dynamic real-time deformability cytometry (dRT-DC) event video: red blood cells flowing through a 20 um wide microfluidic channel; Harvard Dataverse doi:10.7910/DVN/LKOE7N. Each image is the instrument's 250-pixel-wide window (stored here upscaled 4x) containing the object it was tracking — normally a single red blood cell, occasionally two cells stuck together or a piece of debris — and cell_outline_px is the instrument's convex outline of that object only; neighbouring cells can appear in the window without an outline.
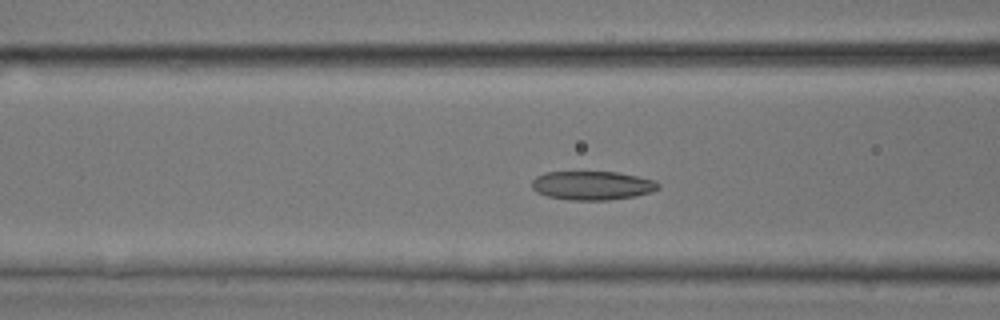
{"species": "common noctule bat (a hibernating species)", "species_latin": "Nyctalus noctula", "temperature_condition": "room temperature", "stored_images_in_passage": 47, "camera_frame_rate_fps": 3000, "um_per_image_px": 0.085, "animal": {"sex": "male", "body_mass_g": 17.9, "forearm_length_mm": 54.2}, "frame": {"image": 1, "passage_image": 18, "time_ms": 5.667, "image_size_px": [1000, 320], "cell_outline_px": [[660, 188], [652, 192], [636, 196], [608, 200], [568, 200], [548, 196], [536, 192], [532, 188], [532, 180], [536, 176], [544, 172], [616, 172], [656, 180], [660, 184]], "centroid_in_image_um": [50.35, 15.77], "position_along_channel_um": 116.2, "area_um2": 21.39}}
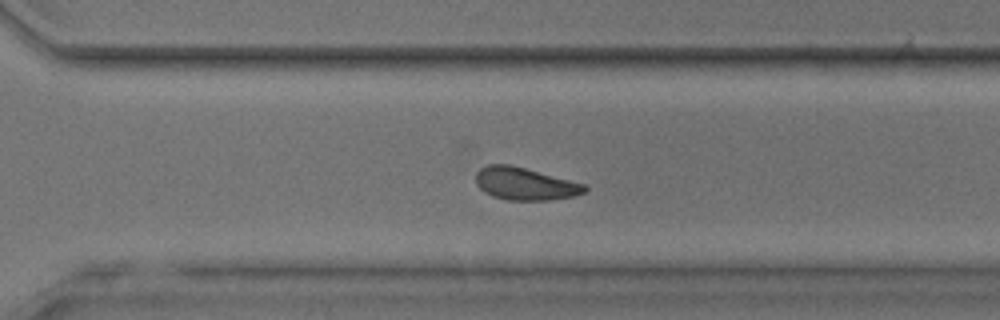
{"frame": {"image": 2, "passage_image": 33, "time_ms": 10.667, "image_size_px": [1000, 320], "cell_outline_px": [[588, 188], [584, 192], [572, 196], [548, 200], [508, 200], [492, 196], [484, 192], [476, 184], [476, 172], [480, 168], [488, 164], [508, 164], [524, 168], [584, 184]], "centroid_in_image_um": [44.57, 15.62], "position_along_channel_um": 326.0, "area_um2": 20.35}}
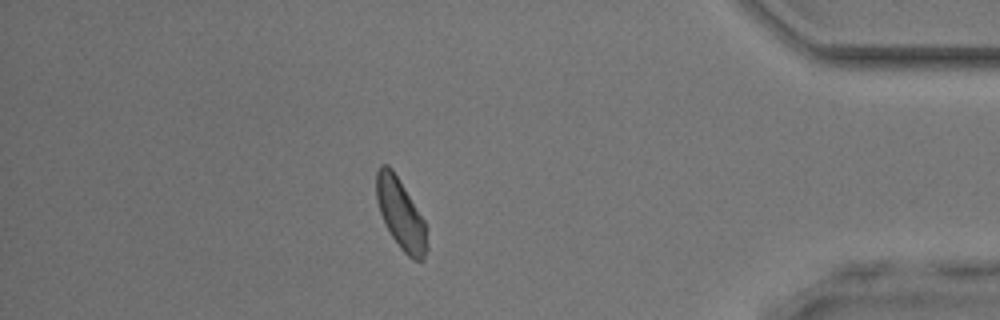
{"frame": {"image": 3, "passage_image": 41, "time_ms": 13.333, "image_size_px": [1000, 320], "cell_outline_px": [[428, 248], [424, 260], [412, 260], [400, 248], [392, 236], [380, 212], [376, 200], [376, 172], [380, 164], [388, 164], [392, 168], [424, 220]], "centroid_in_image_um": [34.05, 18.19], "position_along_channel_um": 401.1, "area_um2": 20.52}, "authors_computed_cell_mechanics": {"area_um2": 21.2126, "velocity_mm_per_s": 4.2014, "shape_relaxation_time_tau1_ms": 3.1124, "shape_relaxation_time_tau2_ms": 3.5647, "deformation_change_tau1": 0.0942, "deformation_change_tau2": 0.0994}}